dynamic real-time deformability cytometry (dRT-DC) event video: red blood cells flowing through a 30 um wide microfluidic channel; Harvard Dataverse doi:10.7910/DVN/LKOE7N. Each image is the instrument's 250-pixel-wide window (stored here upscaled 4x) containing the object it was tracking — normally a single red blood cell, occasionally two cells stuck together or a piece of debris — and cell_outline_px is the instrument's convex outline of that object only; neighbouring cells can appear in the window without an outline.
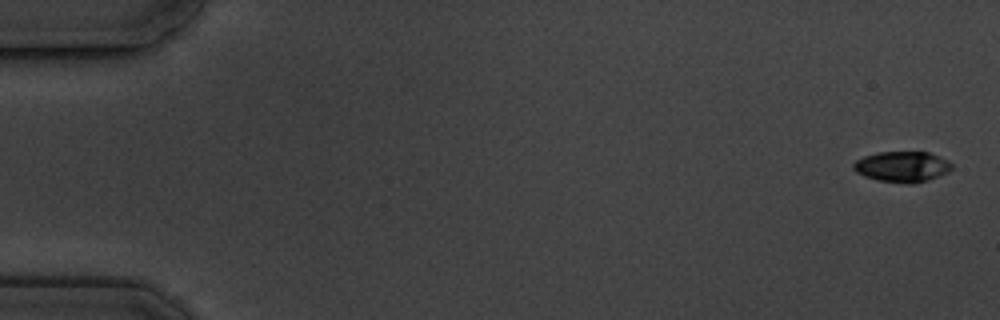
{"species": "common noctule bat (a hibernating species)", "species_latin": "Nyctalus noctula", "temperature_condition": "cold", "stored_images_in_passage": 6, "camera_frame_rate_fps": 3000, "um_per_image_px": 0.085, "animal": {"sex": "male", "body_mass_g": 19.5, "forearm_length_mm": 54.6}, "frame": {"image": 1, "passage_image": 1, "time_ms": 0.0, "image_size_px": [1000, 320], "cell_outline_px": [[952, 168], [948, 172], [928, 180], [912, 184], [908, 184], [876, 180], [864, 176], [856, 172], [852, 168], [852, 164], [856, 160], [864, 156], [880, 152], [928, 152], [940, 156], [948, 160], [952, 164]], "centroid_in_image_um": [76.68, 14.17], "position_along_channel_um": 8.3, "area_um2": 17.69}}